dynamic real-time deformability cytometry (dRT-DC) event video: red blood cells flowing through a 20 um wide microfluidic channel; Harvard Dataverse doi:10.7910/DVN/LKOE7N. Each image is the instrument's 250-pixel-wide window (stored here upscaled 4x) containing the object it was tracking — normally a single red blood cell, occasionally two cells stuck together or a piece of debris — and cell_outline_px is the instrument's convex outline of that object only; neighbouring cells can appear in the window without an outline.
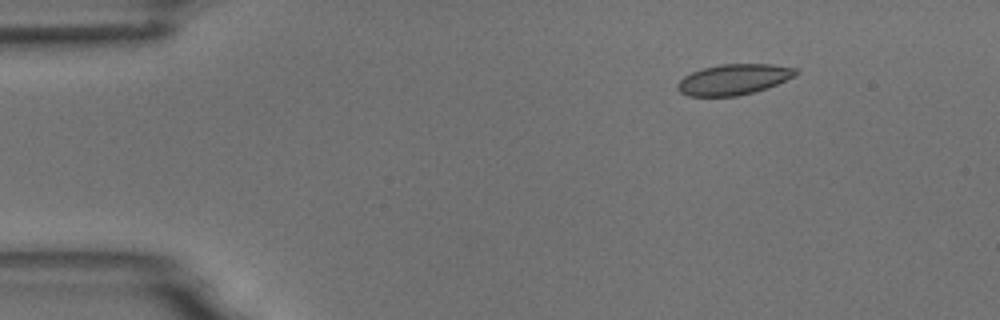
{"species": "common noctule bat (a hibernating species)", "species_latin": "Nyctalus noctula", "temperature_condition": "room temperature", "stored_images_in_passage": 3, "camera_frame_rate_fps": 3000, "um_per_image_px": 0.085, "animal": {"sex": "male", "body_mass_g": 18.8}, "frame": {"image": 1, "passage_image": 1, "time_ms": 0.0, "image_size_px": [1000, 320], "cell_outline_px": [[800, 72], [796, 76], [776, 84], [752, 92], [736, 96], [688, 96], [680, 92], [676, 88], [676, 84], [684, 76], [692, 72], [704, 68], [720, 64], [772, 64], [796, 68]], "centroid_in_image_um": [62.36, 6.74], "position_along_channel_um": 22.6, "area_um2": 21.04}}